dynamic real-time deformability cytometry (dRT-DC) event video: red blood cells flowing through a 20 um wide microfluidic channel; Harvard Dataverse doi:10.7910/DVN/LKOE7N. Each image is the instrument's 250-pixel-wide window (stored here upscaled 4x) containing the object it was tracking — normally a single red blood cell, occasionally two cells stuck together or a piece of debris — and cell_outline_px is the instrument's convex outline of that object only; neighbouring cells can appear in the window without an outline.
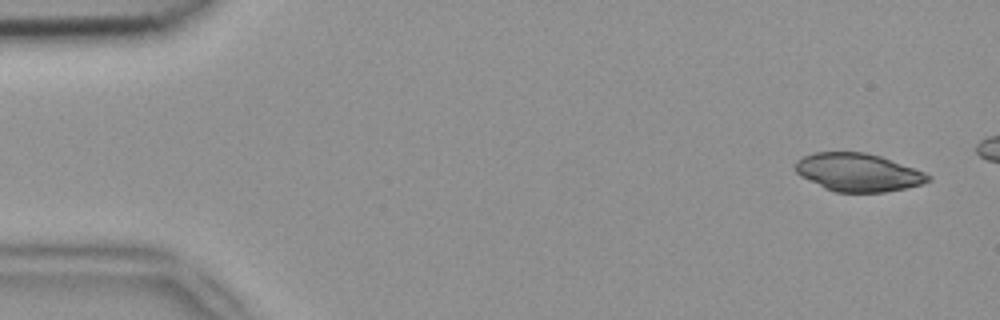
{"species": "common noctule bat (a hibernating species)", "species_latin": "Nyctalus noctula", "temperature_condition": "room temperature", "stored_images_in_passage": 44, "camera_frame_rate_fps": 3000, "um_per_image_px": 0.085, "animal": {"sex": "female", "body_mass_g": 18.4}, "frame": {"image": 1, "passage_image": 1, "time_ms": 0.0, "image_size_px": [1000, 320], "cell_outline_px": [[932, 180], [920, 184], [904, 188], [884, 192], [836, 192], [824, 188], [800, 176], [792, 168], [796, 160], [804, 156], [816, 152], [864, 152], [880, 156], [924, 172], [932, 176]], "centroid_in_image_um": [72.89, 14.65], "position_along_channel_um": 12.1, "area_um2": 29.36}}